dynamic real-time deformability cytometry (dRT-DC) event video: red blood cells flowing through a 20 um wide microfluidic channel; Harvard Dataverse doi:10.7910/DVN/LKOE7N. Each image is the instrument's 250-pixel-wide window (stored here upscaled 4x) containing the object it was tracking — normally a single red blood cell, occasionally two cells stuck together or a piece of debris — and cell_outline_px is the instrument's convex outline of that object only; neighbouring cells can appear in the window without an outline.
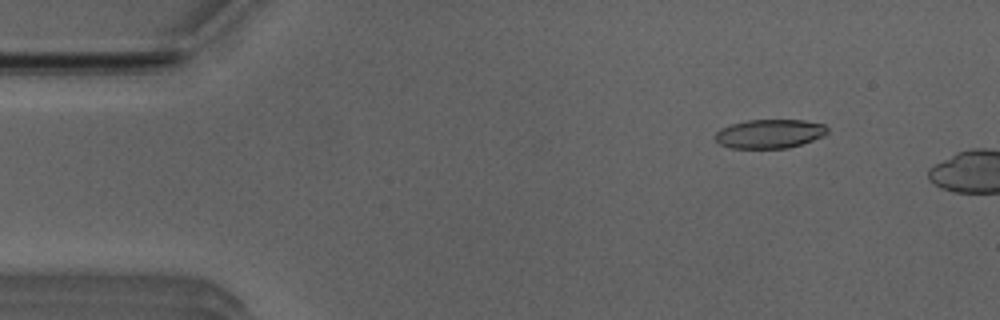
{"species": "Egyptian fruit bat (a non-hibernating species)", "species_latin": "Rousettus aegyptiacus", "temperature_condition": "room temperature", "stored_images_in_passage": 9, "camera_frame_rate_fps": 3000, "um_per_image_px": 0.085, "animal": {"sex": "male"}, "frame": {"image": 1, "passage_image": 6, "time_ms": 1.667, "image_size_px": [1000, 320], "cell_outline_px": [[828, 132], [824, 136], [800, 144], [784, 148], [732, 148], [720, 144], [716, 140], [716, 132], [720, 128], [732, 124], [748, 120], [804, 120], [824, 124], [828, 128]], "centroid_in_image_um": [65.43, 11.36], "position_along_channel_um": 19.6, "area_um2": 18.79}}